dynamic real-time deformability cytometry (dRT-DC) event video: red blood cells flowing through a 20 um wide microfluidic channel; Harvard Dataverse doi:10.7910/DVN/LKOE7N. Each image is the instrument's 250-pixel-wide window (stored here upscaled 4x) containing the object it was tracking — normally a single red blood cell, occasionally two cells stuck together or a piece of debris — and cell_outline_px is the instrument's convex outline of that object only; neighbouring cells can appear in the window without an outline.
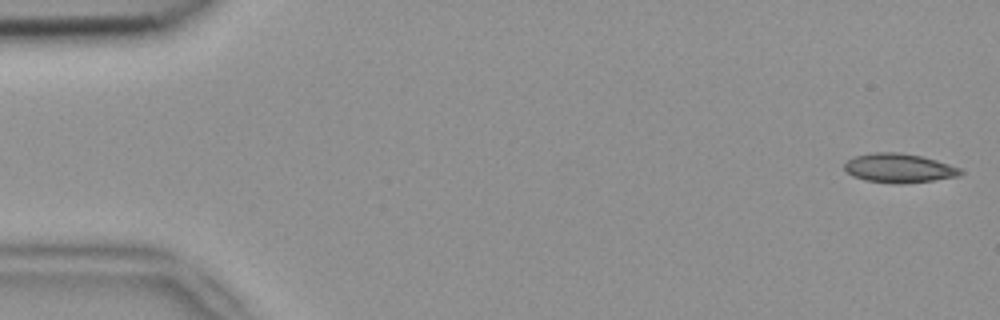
{"species": "common noctule bat (a hibernating species)", "species_latin": "Nyctalus noctula", "temperature_condition": "room temperature", "stored_images_in_passage": 5, "camera_frame_rate_fps": 3000, "um_per_image_px": 0.085, "animal": {"sex": "female", "body_mass_g": 18.4}, "frame": {"image": 1, "passage_image": 1, "time_ms": 0.0, "image_size_px": [1000, 320], "cell_outline_px": [[964, 172], [956, 176], [932, 180], [892, 184], [868, 180], [852, 176], [844, 168], [844, 164], [848, 160], [856, 156], [876, 152], [900, 152], [920, 156], [936, 160], [960, 168]], "centroid_in_image_um": [76.39, 14.28], "position_along_channel_um": 8.6, "area_um2": 19.31}}
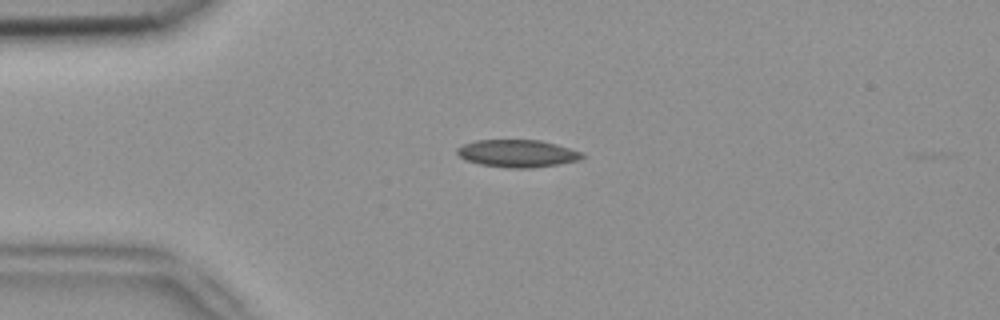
{"frame": {"image": 2, "passage_image": 4, "time_ms": 1.0, "image_size_px": [1000, 320], "cell_outline_px": [[584, 156], [576, 160], [556, 164], [532, 168], [512, 168], [480, 164], [464, 160], [456, 152], [456, 148], [464, 144], [476, 140], [540, 140], [556, 144], [584, 152]], "centroid_in_image_um": [43.95, 13.03], "position_along_channel_um": 41.0, "area_um2": 19.88}}